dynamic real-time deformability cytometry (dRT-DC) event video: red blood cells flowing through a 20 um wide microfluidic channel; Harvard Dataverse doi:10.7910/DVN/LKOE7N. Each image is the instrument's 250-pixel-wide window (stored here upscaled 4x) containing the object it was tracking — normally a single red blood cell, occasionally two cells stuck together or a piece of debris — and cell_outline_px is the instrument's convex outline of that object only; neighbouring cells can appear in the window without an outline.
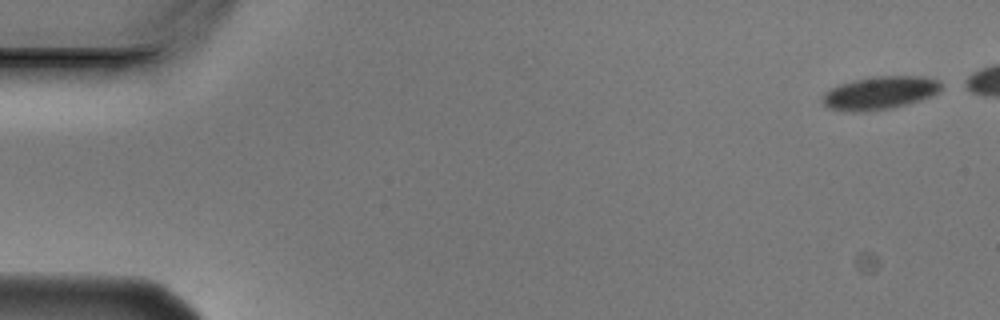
{"species": "Egyptian fruit bat (a non-hibernating species)", "species_latin": "Rousettus aegyptiacus", "temperature_condition": "cold", "stored_images_in_passage": 5, "camera_frame_rate_fps": 3000, "um_per_image_px": 0.085, "animal": {"sex": "male"}, "frame": {"image": 1, "passage_image": 1, "time_ms": 0.0, "image_size_px": [1000, 320], "cell_outline_px": [[940, 88], [932, 96], [920, 100], [892, 108], [828, 108], [824, 104], [824, 96], [832, 88], [840, 84], [856, 80], [876, 76], [924, 76], [936, 80], [940, 84]], "centroid_in_image_um": [74.89, 7.83], "position_along_channel_um": 10.1, "area_um2": 21.33}}